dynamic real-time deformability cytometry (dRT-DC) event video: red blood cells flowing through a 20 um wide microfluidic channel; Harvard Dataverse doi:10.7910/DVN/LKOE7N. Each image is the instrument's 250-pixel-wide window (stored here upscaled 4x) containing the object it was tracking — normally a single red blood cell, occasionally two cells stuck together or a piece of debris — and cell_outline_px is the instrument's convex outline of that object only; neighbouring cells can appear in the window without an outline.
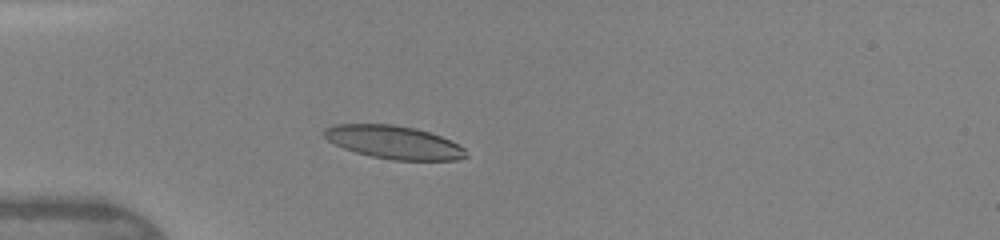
{"species": "human", "species_latin": "Homo sapiens", "temperature_condition": "warm", "stored_images_in_passage": 43, "camera_frame_rate_fps": 3000, "um_per_image_px": 0.085, "donor": {"sex": "female"}, "frame": {"image": 1, "passage_image": 10, "time_ms": 3.0, "image_size_px": [1000, 240], "cell_outline_px": [[468, 156], [460, 160], [392, 160], [372, 156], [356, 152], [344, 148], [328, 140], [324, 136], [324, 128], [336, 124], [392, 124], [416, 128], [440, 136], [464, 148]], "centroid_in_image_um": [33.48, 12.09], "position_along_channel_um": 51.5, "area_um2": 27.17}}
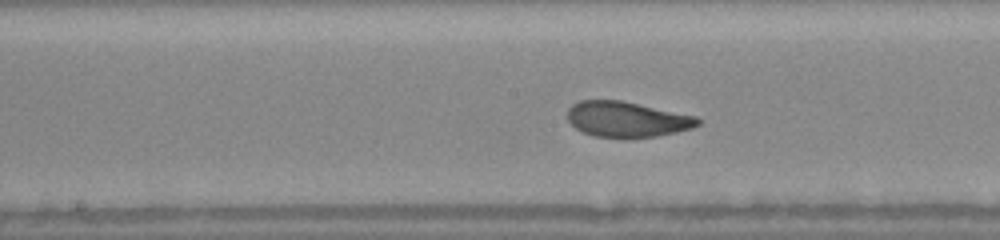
{"frame": {"image": 2, "passage_image": 21, "time_ms": 6.667, "image_size_px": [1000, 240], "cell_outline_px": [[700, 124], [692, 128], [676, 132], [656, 136], [624, 140], [596, 136], [584, 132], [576, 128], [568, 120], [568, 108], [572, 104], [580, 100], [620, 100], [696, 116], [700, 120]], "centroid_in_image_um": [53.28, 10.16], "position_along_channel_um": 194.9, "area_um2": 27.22}}
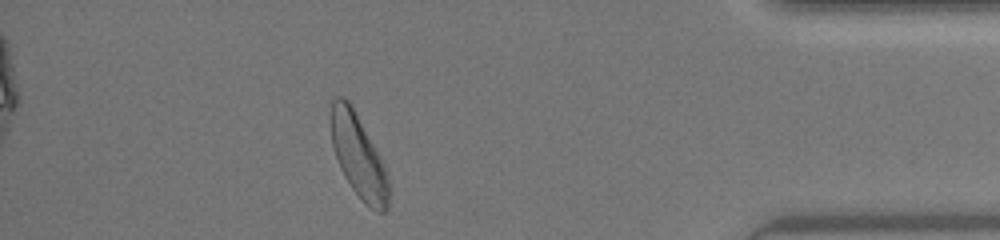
{"frame": {"image": 3, "passage_image": 38, "time_ms": 12.333, "image_size_px": [1000, 240], "cell_outline_px": [[388, 208], [384, 212], [376, 212], [364, 204], [352, 188], [344, 176], [340, 168], [332, 144], [332, 100], [336, 96], [344, 96], [348, 100], [380, 156], [384, 164], [388, 176]], "centroid_in_image_um": [30.48, 13.32], "position_along_channel_um": 404.7, "area_um2": 27.51}, "authors_computed_cell_mechanics": {"area_um2": 27.0504, "velocity_mm_per_s": 4.3385, "shape_relaxation_time_tau1_ms": 3.0597, "shape_relaxation_time_tau2_ms": 1.222, "deformation_change_tau1": 0.1542, "deformation_change_tau2": 0.071}}